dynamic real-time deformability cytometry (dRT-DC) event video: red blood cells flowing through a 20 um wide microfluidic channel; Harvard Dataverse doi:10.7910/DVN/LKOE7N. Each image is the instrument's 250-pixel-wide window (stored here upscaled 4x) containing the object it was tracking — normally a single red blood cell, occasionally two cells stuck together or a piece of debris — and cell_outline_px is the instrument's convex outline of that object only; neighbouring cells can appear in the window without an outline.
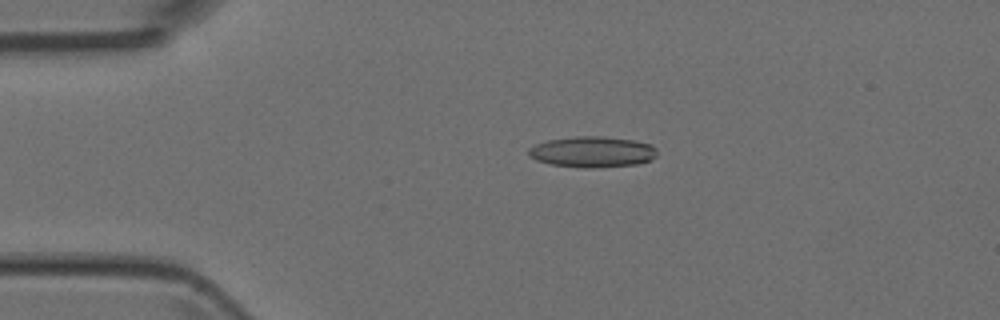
{"species": "Egyptian fruit bat (a non-hibernating species)", "species_latin": "Rousettus aegyptiacus", "temperature_condition": "room temperature", "stored_images_in_passage": 4, "camera_frame_rate_fps": 3000, "um_per_image_px": 0.085, "animal": {"sex": "female"}, "frame": {"image": 1, "passage_image": 3, "time_ms": 3.0, "image_size_px": [1000, 320], "cell_outline_px": [[656, 156], [652, 160], [636, 164], [596, 168], [584, 168], [552, 164], [536, 160], [528, 156], [528, 148], [536, 144], [548, 140], [576, 136], [604, 136], [636, 140], [652, 144], [656, 148]], "centroid_in_image_um": [50.37, 12.9], "position_along_channel_um": 34.6, "area_um2": 23.35}}